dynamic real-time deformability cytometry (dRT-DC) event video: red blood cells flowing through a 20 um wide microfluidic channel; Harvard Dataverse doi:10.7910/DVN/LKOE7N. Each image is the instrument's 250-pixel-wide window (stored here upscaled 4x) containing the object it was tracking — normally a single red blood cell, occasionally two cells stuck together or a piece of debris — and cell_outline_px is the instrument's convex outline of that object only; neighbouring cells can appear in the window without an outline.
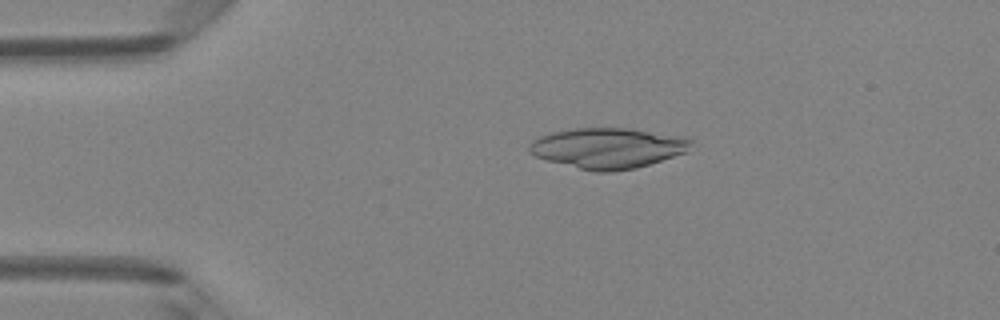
{"species": "Egyptian fruit bat (a non-hibernating species)", "species_latin": "Rousettus aegyptiacus", "temperature_condition": "room temperature", "stored_images_in_passage": 48, "camera_frame_rate_fps": 3000, "um_per_image_px": 0.085, "animal": {"sex": "female"}, "frame": {"image": 1, "passage_image": 10, "time_ms": 3.0, "image_size_px": [1000, 320], "cell_outline_px": [[692, 140], [688, 152], [636, 168], [612, 172], [596, 172], [548, 160], [536, 156], [528, 152], [528, 144], [532, 140], [540, 136], [552, 132], [572, 128], [628, 128], [688, 136]], "centroid_in_image_um": [51.7, 12.57], "position_along_channel_um": 33.3, "area_um2": 38.38}}